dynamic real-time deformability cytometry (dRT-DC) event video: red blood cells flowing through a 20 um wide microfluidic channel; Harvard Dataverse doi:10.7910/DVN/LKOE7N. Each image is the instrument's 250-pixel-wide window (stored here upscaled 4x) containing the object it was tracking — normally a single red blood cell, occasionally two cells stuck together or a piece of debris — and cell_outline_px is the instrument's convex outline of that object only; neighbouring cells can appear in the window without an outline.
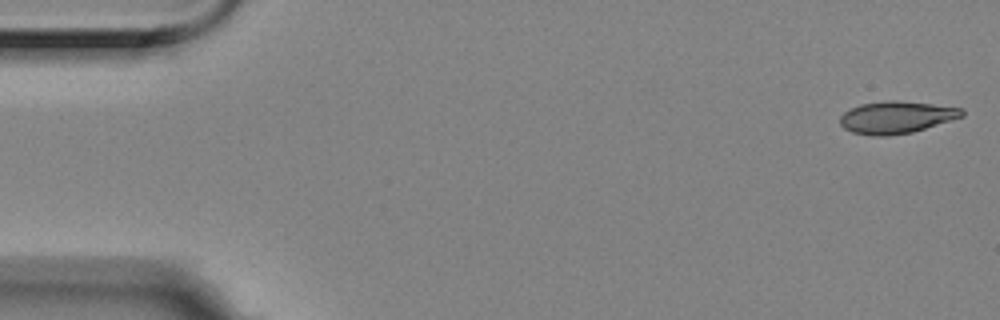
{"species": "Egyptian fruit bat (a non-hibernating species)", "species_latin": "Rousettus aegyptiacus", "temperature_condition": "room temperature", "stored_images_in_passage": 5, "camera_frame_rate_fps": 3000, "um_per_image_px": 0.085, "animal": {"sex": "female"}, "frame": {"image": 1, "passage_image": 1, "time_ms": 0.0, "image_size_px": [1000, 320], "cell_outline_px": [[964, 116], [912, 132], [888, 136], [872, 136], [852, 132], [844, 128], [840, 124], [840, 116], [844, 112], [860, 104], [888, 100], [896, 100], [932, 104], [964, 108]], "centroid_in_image_um": [76.18, 9.97], "position_along_channel_um": 8.8, "area_um2": 22.83}}
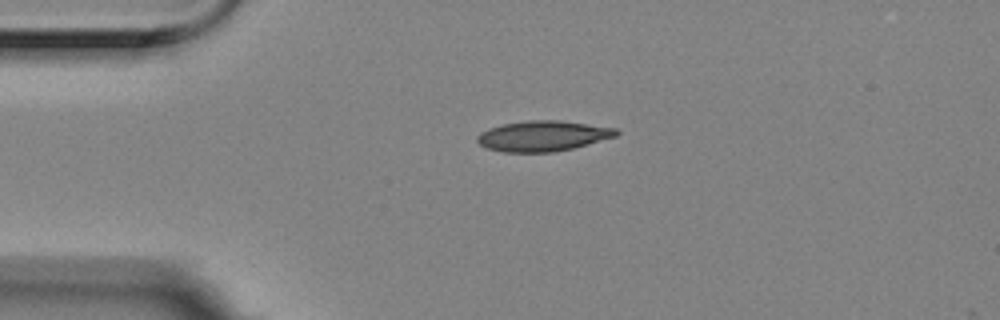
{"frame": {"image": 2, "passage_image": 4, "time_ms": 1.0, "image_size_px": [1000, 320], "cell_outline_px": [[620, 132], [616, 136], [572, 148], [556, 152], [504, 152], [488, 148], [480, 144], [476, 140], [476, 136], [480, 132], [488, 128], [504, 124], [528, 120], [560, 120], [616, 128]], "centroid_in_image_um": [46.13, 11.55], "position_along_channel_um": 38.9, "area_um2": 24.57}}